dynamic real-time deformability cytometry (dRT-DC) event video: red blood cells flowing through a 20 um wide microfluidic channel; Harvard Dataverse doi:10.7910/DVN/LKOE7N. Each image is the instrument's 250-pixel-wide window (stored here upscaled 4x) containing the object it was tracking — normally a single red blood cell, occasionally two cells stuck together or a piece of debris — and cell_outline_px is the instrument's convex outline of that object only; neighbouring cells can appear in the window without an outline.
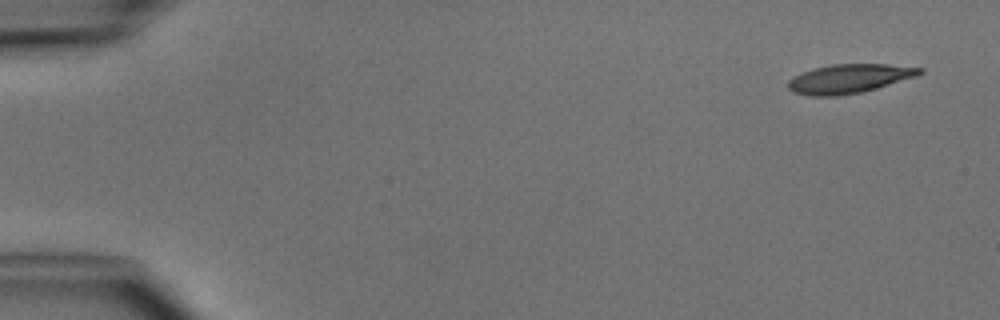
{"species": "common noctule bat (a hibernating species)", "species_latin": "Nyctalus noctula", "temperature_condition": "cold", "stored_images_in_passage": 5, "camera_frame_rate_fps": 3000, "um_per_image_px": 0.085, "animal": {"sex": "male", "body_mass_g": 15.6}, "frame": {"image": 1, "passage_image": 1, "time_ms": 0.0, "image_size_px": [1000, 320], "cell_outline_px": [[924, 72], [916, 76], [876, 88], [860, 92], [836, 96], [808, 96], [792, 92], [788, 88], [788, 80], [812, 68], [832, 64], [888, 64], [924, 68]], "centroid_in_image_um": [72.17, 6.68], "position_along_channel_um": 12.8, "area_um2": 22.14}}
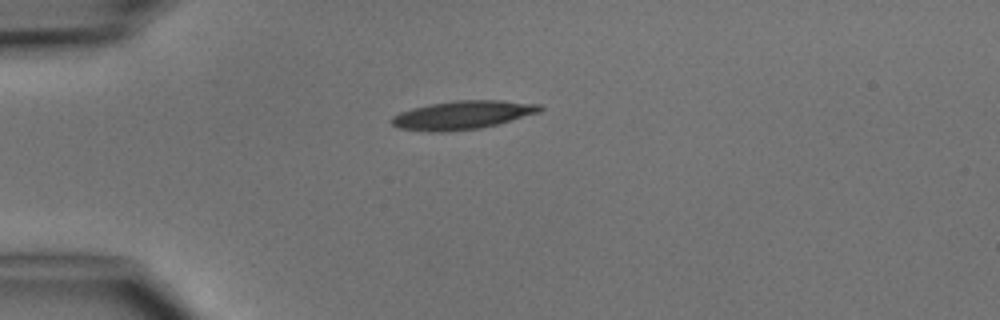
{"frame": {"image": 2, "passage_image": 3, "time_ms": 3.333, "image_size_px": [1000, 320], "cell_outline_px": [[544, 108], [540, 112], [496, 124], [480, 128], [448, 132], [428, 132], [396, 128], [388, 120], [392, 116], [400, 112], [412, 108], [432, 104], [456, 100], [500, 100], [540, 104]], "centroid_in_image_um": [39.26, 9.78], "position_along_channel_um": 45.7, "area_um2": 24.74}}